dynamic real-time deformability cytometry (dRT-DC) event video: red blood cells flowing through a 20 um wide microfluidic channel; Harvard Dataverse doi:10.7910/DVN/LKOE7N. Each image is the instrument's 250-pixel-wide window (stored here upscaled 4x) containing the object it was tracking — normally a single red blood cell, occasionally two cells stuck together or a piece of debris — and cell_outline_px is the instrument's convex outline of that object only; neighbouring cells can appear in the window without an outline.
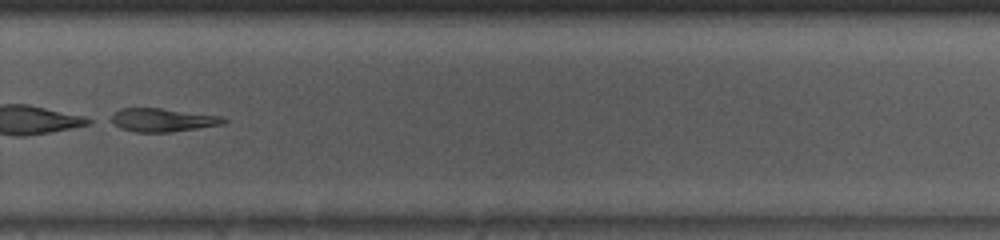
{"species": "common noctule bat (a hibernating species)", "species_latin": "Nyctalus noctula", "temperature_condition": "room temperature", "stored_images_in_passage": 34, "camera_frame_rate_fps": 3000, "um_per_image_px": 0.085, "animal": {"sex": "male", "body_mass_g": 13.0, "forearm_length_mm": 53.1}, "frame": {"image": 1, "passage_image": 20, "time_ms": 6.333, "image_size_px": [1000, 240], "cell_outline_px": [[228, 120], [224, 124], [172, 132], [132, 132], [120, 128], [108, 120], [120, 108], [160, 108], [220, 116]], "centroid_in_image_um": [13.79, 10.21], "position_along_channel_um": 316.0, "area_um2": 15.32}}